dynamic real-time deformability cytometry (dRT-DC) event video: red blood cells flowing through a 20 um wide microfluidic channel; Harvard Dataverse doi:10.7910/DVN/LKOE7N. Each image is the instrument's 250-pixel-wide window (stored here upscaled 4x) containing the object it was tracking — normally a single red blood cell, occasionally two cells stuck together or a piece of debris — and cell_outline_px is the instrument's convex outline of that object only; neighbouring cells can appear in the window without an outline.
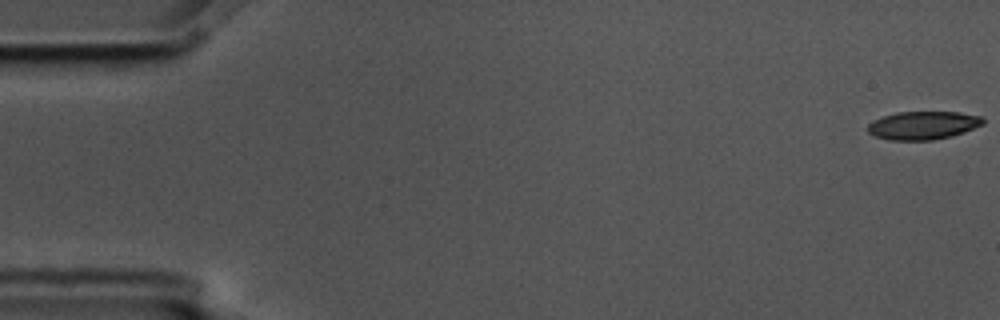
{"species": "common noctule bat (a hibernating species)", "species_latin": "Nyctalus noctula", "temperature_condition": "cold", "stored_images_in_passage": 4, "camera_frame_rate_fps": 3000, "um_per_image_px": 0.085, "animal": {"sex": "male", "body_mass_g": 17.5, "forearm_length_mm": 52.3}, "frame": {"image": 1, "passage_image": 1, "time_ms": 0.0, "image_size_px": [1000, 320], "cell_outline_px": [[984, 124], [964, 132], [952, 136], [932, 140], [888, 140], [876, 136], [868, 132], [868, 124], [884, 116], [896, 112], [960, 112], [984, 116]], "centroid_in_image_um": [78.51, 10.65], "position_along_channel_um": 6.5, "area_um2": 18.96}}